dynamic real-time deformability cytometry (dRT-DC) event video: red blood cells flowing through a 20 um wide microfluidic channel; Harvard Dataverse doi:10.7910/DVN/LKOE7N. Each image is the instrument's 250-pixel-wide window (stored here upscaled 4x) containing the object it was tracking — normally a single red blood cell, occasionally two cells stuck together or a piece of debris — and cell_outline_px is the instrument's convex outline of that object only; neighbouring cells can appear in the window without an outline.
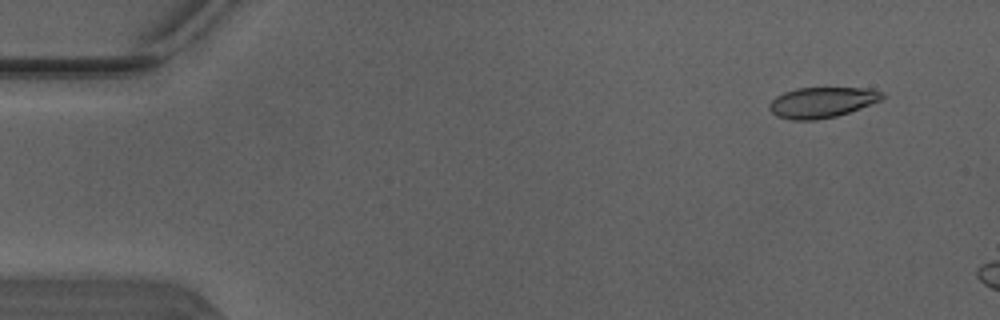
{"species": "Egyptian fruit bat (a non-hibernating species)", "species_latin": "Rousettus aegyptiacus", "temperature_condition": "warm", "stored_images_in_passage": 6, "camera_frame_rate_fps": 3000, "um_per_image_px": 0.085, "animal": {"sex": "male"}, "frame": {"image": 1, "passage_image": 1, "time_ms": 0.0, "image_size_px": [1000, 320], "cell_outline_px": [[884, 96], [880, 100], [860, 108], [836, 116], [816, 120], [792, 120], [776, 116], [768, 108], [768, 104], [776, 96], [784, 92], [796, 88], [872, 88], [884, 92]], "centroid_in_image_um": [69.84, 8.7], "position_along_channel_um": 15.2, "area_um2": 20.11}}